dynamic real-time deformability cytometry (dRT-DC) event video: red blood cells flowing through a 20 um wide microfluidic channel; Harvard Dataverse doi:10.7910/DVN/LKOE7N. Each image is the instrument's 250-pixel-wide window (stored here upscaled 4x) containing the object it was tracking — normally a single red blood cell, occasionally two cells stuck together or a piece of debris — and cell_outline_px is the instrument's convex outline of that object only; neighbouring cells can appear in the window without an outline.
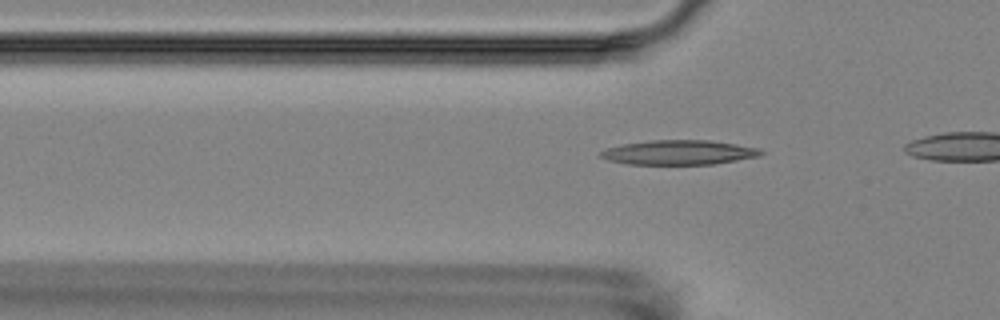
{"species": "Egyptian fruit bat (a non-hibernating species)", "species_latin": "Rousettus aegyptiacus", "temperature_condition": "room temperature", "stored_images_in_passage": 5, "camera_frame_rate_fps": 3000, "um_per_image_px": 0.085, "animal": {"sex": "female"}, "frame": {"image": 1, "passage_image": 3, "time_ms": 3.333, "image_size_px": [1000, 320], "cell_outline_px": [[764, 152], [760, 156], [712, 164], [628, 164], [608, 160], [600, 156], [600, 152], [604, 148], [624, 144], [652, 140], [712, 140], [760, 148]], "centroid_in_image_um": [57.71, 12.95], "position_along_channel_um": 68.1, "area_um2": 22.89}}